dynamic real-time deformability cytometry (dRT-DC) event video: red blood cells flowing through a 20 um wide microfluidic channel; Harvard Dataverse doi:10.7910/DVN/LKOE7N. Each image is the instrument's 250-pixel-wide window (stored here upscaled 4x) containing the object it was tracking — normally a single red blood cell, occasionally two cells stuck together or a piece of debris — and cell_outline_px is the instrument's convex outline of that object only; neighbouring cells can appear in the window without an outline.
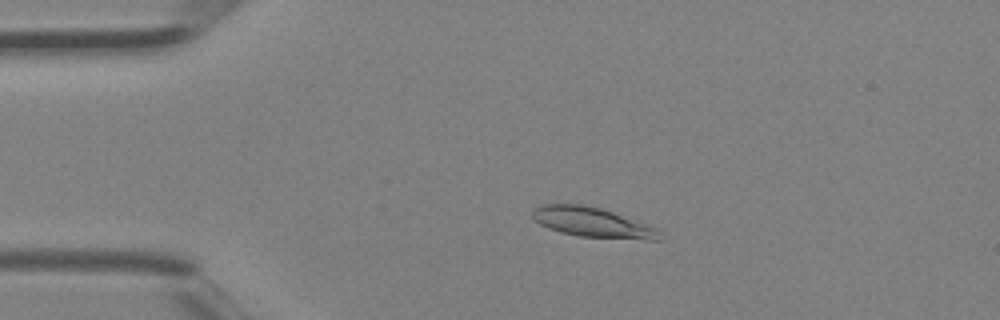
{"species": "Egyptian fruit bat (a non-hibernating species)", "species_latin": "Rousettus aegyptiacus", "temperature_condition": "room temperature", "stored_images_in_passage": 5, "camera_frame_rate_fps": 3000, "um_per_image_px": 0.085, "animal": {"sex": "female"}, "frame": {"image": 1, "passage_image": 3, "time_ms": 0.667, "image_size_px": [1000, 320], "cell_outline_px": [[664, 240], [648, 240], [576, 236], [560, 232], [548, 228], [532, 220], [532, 212], [536, 208], [544, 204], [584, 204], [600, 208], [612, 212], [656, 228], [660, 232]], "centroid_in_image_um": [50.35, 18.92], "position_along_channel_um": 34.7, "area_um2": 22.08}}
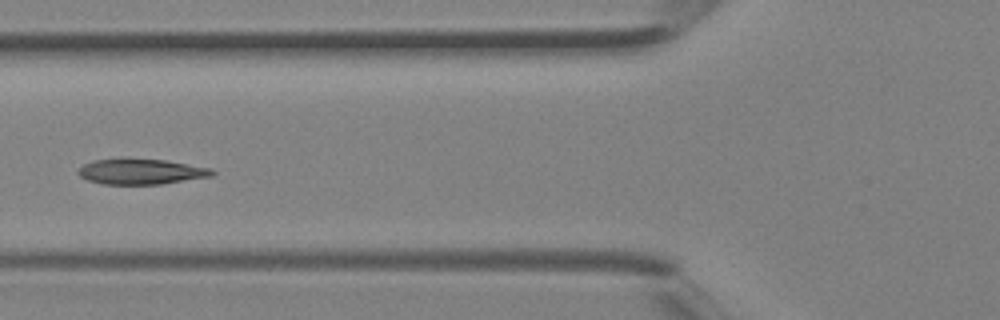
{"frame": {"image": 2, "passage_image": 5, "time_ms": 1.333, "image_size_px": [1000, 320], "cell_outline_px": [[216, 172], [212, 176], [160, 184], [100, 184], [88, 180], [80, 176], [76, 172], [84, 164], [92, 160], [120, 156], [128, 156], [164, 160], [212, 168]], "centroid_in_image_um": [11.93, 14.54], "position_along_channel_um": 113.9, "area_um2": 20.58}}